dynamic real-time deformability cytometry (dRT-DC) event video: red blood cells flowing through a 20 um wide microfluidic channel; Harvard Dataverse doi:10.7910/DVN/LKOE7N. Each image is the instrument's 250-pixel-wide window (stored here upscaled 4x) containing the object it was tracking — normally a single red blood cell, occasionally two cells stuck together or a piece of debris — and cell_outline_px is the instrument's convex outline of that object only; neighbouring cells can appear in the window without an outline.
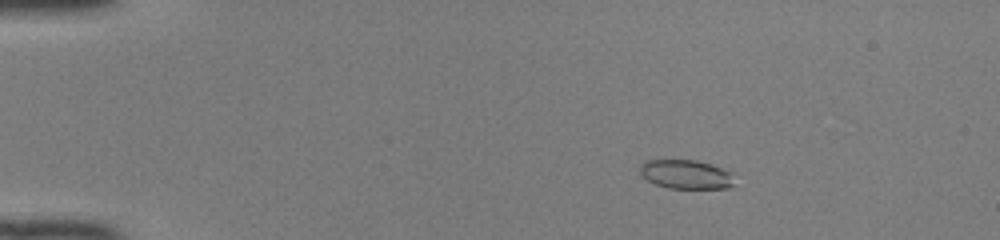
{"species": "common noctule bat (a hibernating species)", "species_latin": "Nyctalus noctula", "temperature_condition": "room temperature", "stored_images_in_passage": 27, "camera_frame_rate_fps": 3000, "um_per_image_px": 0.085, "animal": {"sex": "female", "body_mass_g": 22.0, "forearm_length_mm": 56.7}, "frame": {"image": 1, "passage_image": 9, "time_ms": 2.667, "image_size_px": [1000, 240], "cell_outline_px": [[732, 184], [728, 188], [668, 188], [656, 184], [640, 176], [640, 164], [648, 160], [696, 160], [732, 172]], "centroid_in_image_um": [58.26, 14.82], "position_along_channel_um": 26.7, "area_um2": 15.78}}
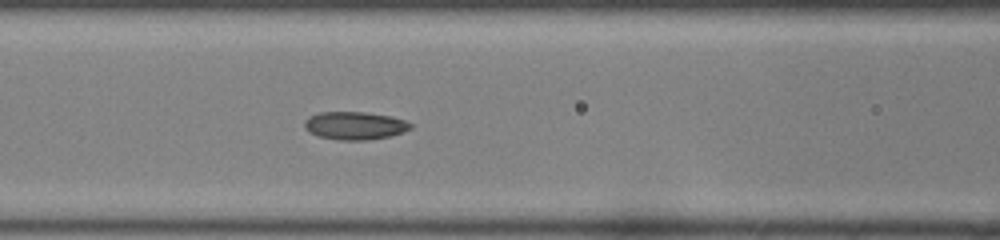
{"frame": {"image": 2, "passage_image": 23, "time_ms": 7.333, "image_size_px": [1000, 240], "cell_outline_px": [[412, 128], [388, 136], [368, 140], [340, 140], [320, 136], [308, 132], [304, 128], [304, 120], [308, 116], [320, 112], [364, 112], [388, 116], [404, 120], [412, 124]], "centroid_in_image_um": [30.1, 10.67], "position_along_channel_um": 136.5, "area_um2": 17.11}}
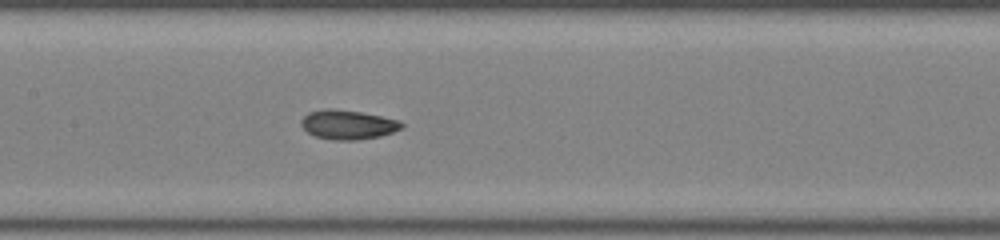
{"frame": {"image": 3, "passage_image": 26, "time_ms": 8.333, "image_size_px": [1000, 240], "cell_outline_px": [[404, 128], [380, 136], [356, 140], [332, 140], [316, 136], [308, 132], [300, 124], [300, 120], [308, 112], [328, 108], [332, 108], [360, 112], [400, 120], [404, 124]], "centroid_in_image_um": [29.58, 10.59], "position_along_channel_um": 177.8, "area_um2": 17.17}}